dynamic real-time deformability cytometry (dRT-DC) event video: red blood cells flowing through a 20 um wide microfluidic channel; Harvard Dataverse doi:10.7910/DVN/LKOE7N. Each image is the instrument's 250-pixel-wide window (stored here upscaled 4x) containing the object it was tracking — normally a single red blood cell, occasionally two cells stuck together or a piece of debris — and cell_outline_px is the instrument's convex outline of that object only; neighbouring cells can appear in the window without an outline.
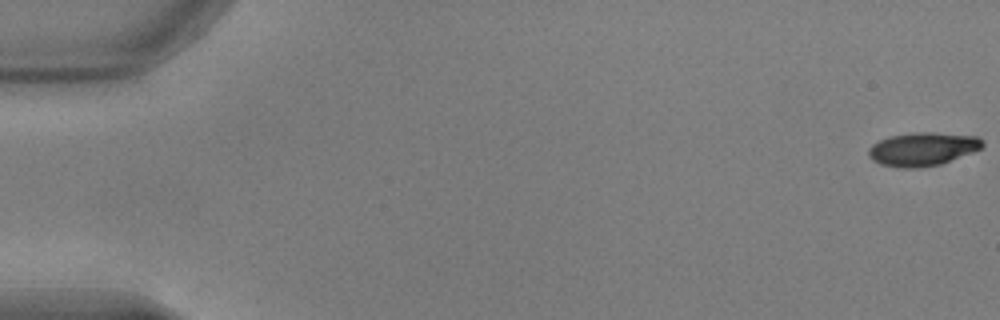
{"species": "common noctule bat (a hibernating species)", "species_latin": "Nyctalus noctula", "temperature_condition": "warm", "stored_images_in_passage": 13, "camera_frame_rate_fps": 3000, "um_per_image_px": 0.085, "animal": {"sex": "male", "body_mass_g": 17.9, "forearm_length_mm": 54.2}, "frame": {"image": 1, "passage_image": 1, "time_ms": 0.0, "image_size_px": [1000, 320], "cell_outline_px": [[984, 144], [980, 148], [972, 152], [940, 164], [916, 168], [900, 168], [880, 164], [872, 160], [868, 156], [868, 148], [872, 144], [880, 140], [892, 136], [912, 132], [932, 132], [976, 136], [984, 140]], "centroid_in_image_um": [78.39, 12.67], "position_along_channel_um": 6.6, "area_um2": 22.14}}
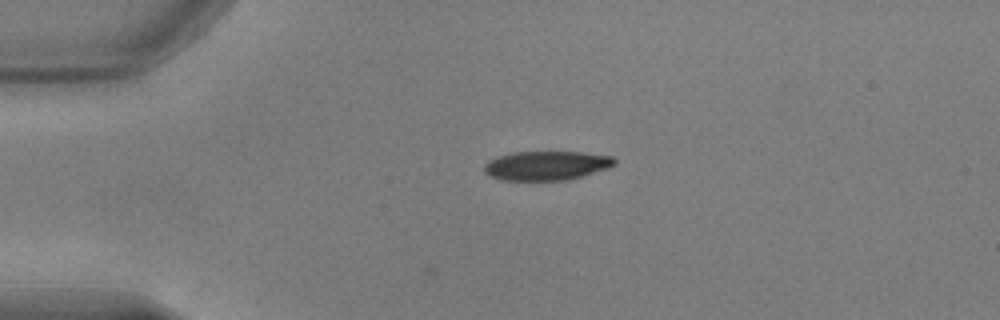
{"frame": {"image": 2, "passage_image": 13, "time_ms": 4.0, "image_size_px": [1000, 320], "cell_outline_px": [[616, 164], [608, 168], [580, 176], [564, 180], [500, 180], [484, 172], [484, 164], [488, 160], [496, 156], [512, 152], [580, 152], [612, 156], [616, 160]], "centroid_in_image_um": [46.41, 14.06], "position_along_channel_um": 38.6, "area_um2": 22.08}}